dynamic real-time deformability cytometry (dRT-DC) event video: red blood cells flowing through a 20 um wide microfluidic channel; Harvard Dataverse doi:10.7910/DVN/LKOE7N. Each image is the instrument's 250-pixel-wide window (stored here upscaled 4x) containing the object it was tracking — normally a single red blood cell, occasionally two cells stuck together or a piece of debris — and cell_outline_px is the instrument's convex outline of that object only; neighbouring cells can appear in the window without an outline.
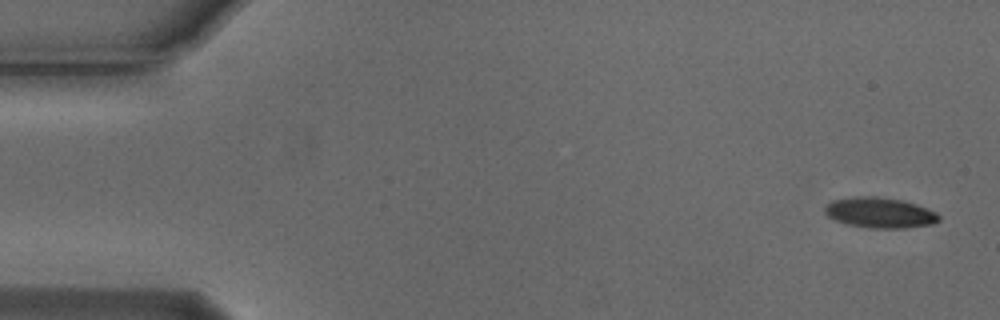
{"species": "Egyptian fruit bat (a non-hibernating species)", "species_latin": "Rousettus aegyptiacus", "temperature_condition": "cold", "stored_images_in_passage": 4, "camera_frame_rate_fps": 3000, "um_per_image_px": 0.085, "animal": {"sex": "male"}, "frame": {"image": 1, "passage_image": 1, "time_ms": 0.0, "image_size_px": [1000, 320], "cell_outline_px": [[940, 220], [932, 224], [904, 228], [868, 228], [848, 224], [836, 220], [828, 216], [824, 212], [824, 208], [832, 200], [852, 196], [876, 196], [904, 200], [916, 204], [936, 212], [940, 216]], "centroid_in_image_um": [74.79, 18.07], "position_along_channel_um": 10.2, "area_um2": 20.35}}
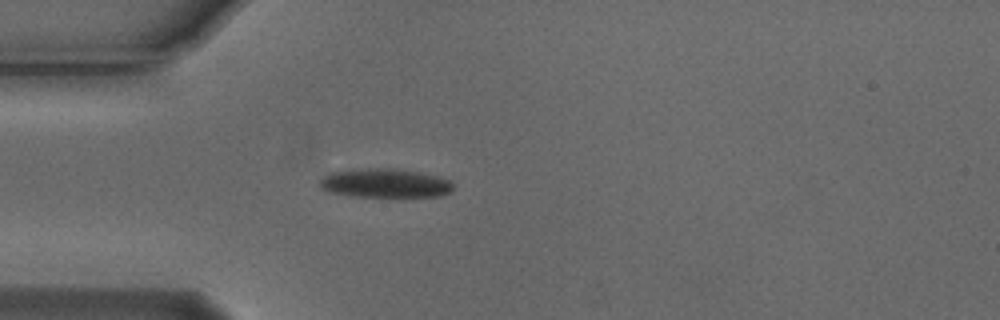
{"frame": {"image": 2, "passage_image": 4, "time_ms": 1.0, "image_size_px": [1000, 320], "cell_outline_px": [[452, 192], [440, 196], [348, 196], [328, 192], [320, 188], [320, 180], [328, 172], [368, 168], [396, 168], [420, 172], [436, 176], [448, 180], [452, 184]], "centroid_in_image_um": [32.69, 15.56], "position_along_channel_um": 52.3, "area_um2": 22.54}}